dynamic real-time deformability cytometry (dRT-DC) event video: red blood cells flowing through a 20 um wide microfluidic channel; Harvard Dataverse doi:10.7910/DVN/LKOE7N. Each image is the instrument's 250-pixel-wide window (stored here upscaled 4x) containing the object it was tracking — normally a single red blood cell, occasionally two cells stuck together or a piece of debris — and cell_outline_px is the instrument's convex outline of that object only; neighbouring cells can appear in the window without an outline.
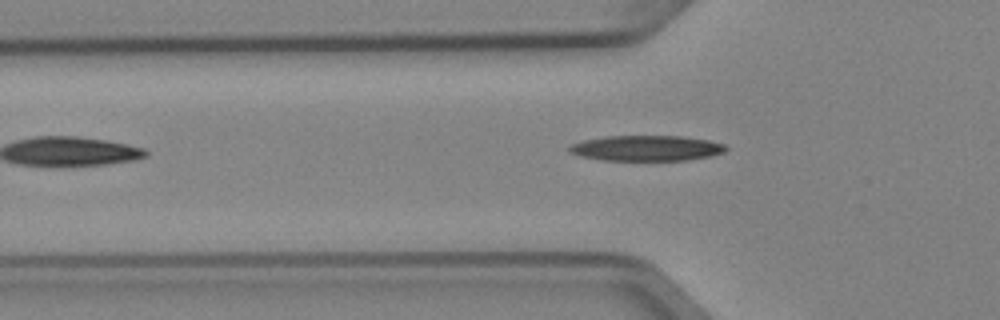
{"species": "Egyptian fruit bat (a non-hibernating species)", "species_latin": "Rousettus aegyptiacus", "temperature_condition": "cold", "stored_images_in_passage": 3, "camera_frame_rate_fps": 3000, "um_per_image_px": 0.085, "animal": {"sex": "female"}, "frame": {"image": 1, "passage_image": 3, "time_ms": 0.667, "image_size_px": [1000, 320], "cell_outline_px": [[728, 148], [724, 152], [708, 156], [688, 160], [604, 160], [580, 156], [568, 152], [568, 148], [572, 144], [584, 140], [604, 136], [680, 136], [708, 140], [724, 144]], "centroid_in_image_um": [54.93, 12.59], "position_along_channel_um": 70.9, "area_um2": 23.12}}